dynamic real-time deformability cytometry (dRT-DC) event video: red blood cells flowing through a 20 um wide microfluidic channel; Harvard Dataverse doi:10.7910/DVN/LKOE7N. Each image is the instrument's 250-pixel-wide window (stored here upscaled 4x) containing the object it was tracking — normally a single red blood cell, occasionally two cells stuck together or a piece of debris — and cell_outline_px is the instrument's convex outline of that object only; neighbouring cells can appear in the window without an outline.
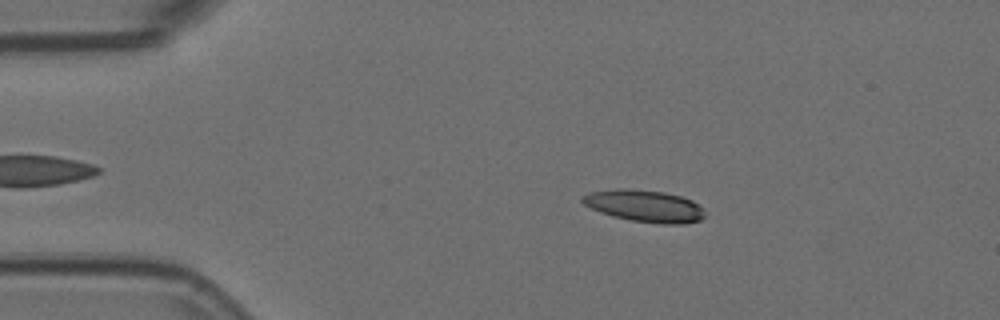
{"species": "Egyptian fruit bat (a non-hibernating species)", "species_latin": "Rousettus aegyptiacus", "temperature_condition": "room temperature", "stored_images_in_passage": 55, "camera_frame_rate_fps": 3000, "um_per_image_px": 0.085, "animal": {"sex": "female"}, "frame": {"image": 1, "passage_image": 10, "time_ms": 3.0, "image_size_px": [1000, 320], "cell_outline_px": [[704, 216], [700, 220], [680, 224], [660, 224], [632, 220], [612, 216], [600, 212], [584, 204], [580, 200], [580, 196], [588, 192], [616, 188], [628, 188], [664, 192], [680, 196], [692, 200], [704, 212]], "centroid_in_image_um": [54.73, 17.49], "position_along_channel_um": 30.3, "area_um2": 22.77}}
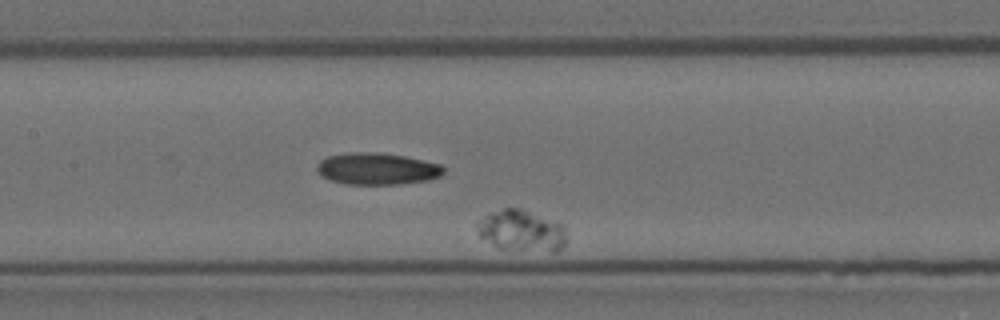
{"frame": {"image": 2, "passage_image": 26, "time_ms": 8.333, "image_size_px": [1000, 320], "cell_outline_px": [[564, 248], [556, 252], [552, 252], [496, 248], [480, 236], [476, 228], [476, 224], [484, 216], [492, 212], [504, 208], [520, 208], [564, 224]], "centroid_in_image_um": [44.32, 19.62], "position_along_channel_um": 163.1, "area_um2": 21.56}}
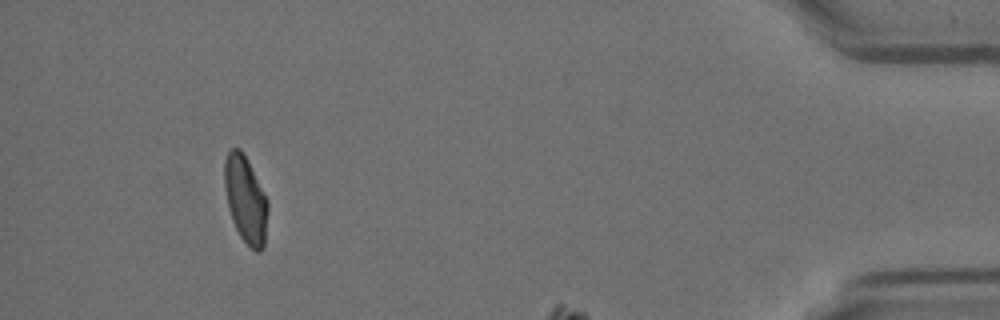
{"frame": {"image": 3, "passage_image": 51, "time_ms": 16.667, "image_size_px": [1000, 320], "cell_outline_px": [[268, 212], [264, 248], [260, 252], [256, 252], [240, 236], [232, 220], [228, 208], [224, 188], [224, 160], [228, 152], [232, 148], [240, 148], [244, 152], [268, 200]], "centroid_in_image_um": [20.87, 16.94], "position_along_channel_um": 414.3, "area_um2": 22.2}}